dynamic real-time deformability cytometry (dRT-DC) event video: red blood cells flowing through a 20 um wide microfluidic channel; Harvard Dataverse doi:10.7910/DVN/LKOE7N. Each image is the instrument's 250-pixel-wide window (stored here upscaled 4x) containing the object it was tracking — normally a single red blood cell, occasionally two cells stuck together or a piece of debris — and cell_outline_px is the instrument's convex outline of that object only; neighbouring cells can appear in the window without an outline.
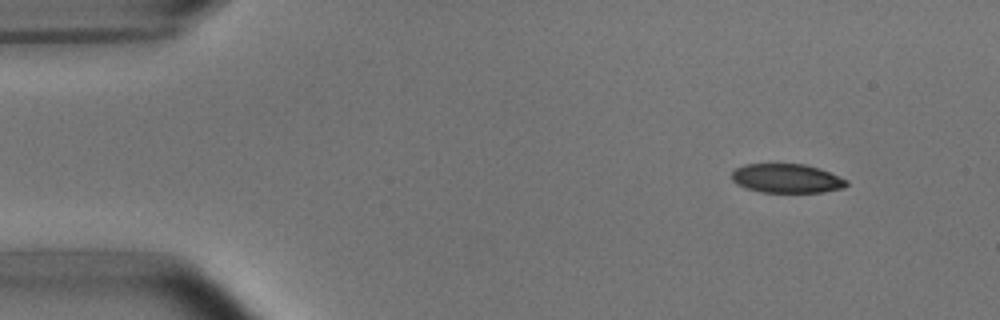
{"species": "common noctule bat (a hibernating species)", "species_latin": "Nyctalus noctula", "temperature_condition": "room temperature", "stored_images_in_passage": 48, "camera_frame_rate_fps": 3000, "um_per_image_px": 0.085, "animal": {"sex": "male", "body_mass_g": 15.6}, "frame": {"image": 1, "passage_image": 1, "time_ms": 0.0, "image_size_px": [1000, 320], "cell_outline_px": [[848, 184], [844, 188], [824, 192], [760, 192], [736, 184], [732, 180], [732, 172], [736, 168], [744, 164], [804, 164], [820, 168], [848, 180]], "centroid_in_image_um": [66.89, 15.16], "position_along_channel_um": 18.1, "area_um2": 19.48}}
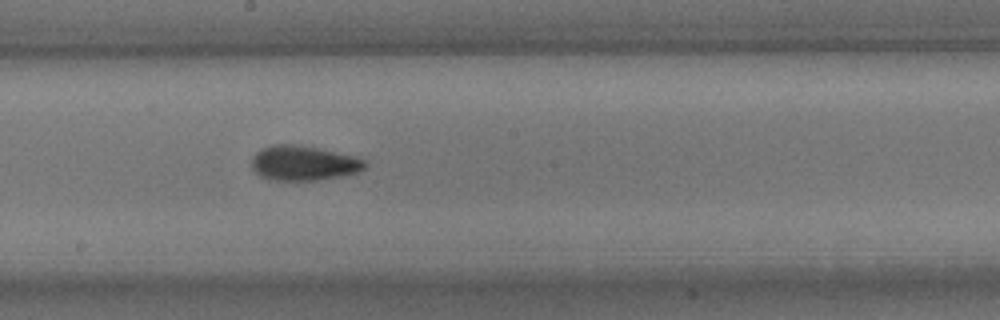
{"frame": {"image": 2, "passage_image": 24, "time_ms": 7.667, "image_size_px": [1000, 320], "cell_outline_px": [[368, 164], [360, 172], [340, 176], [316, 180], [272, 180], [260, 176], [252, 168], [252, 156], [256, 152], [272, 144], [292, 144], [316, 148], [356, 156], [368, 160]], "centroid_in_image_um": [25.83, 13.86], "position_along_channel_um": 222.4, "area_um2": 23.0}}
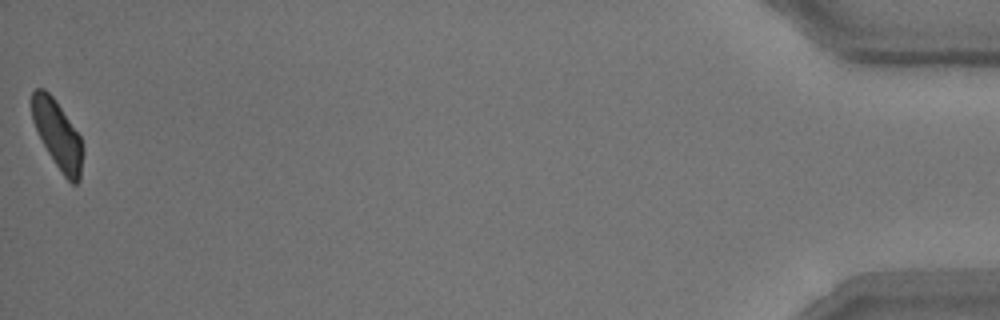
{"frame": {"image": 3, "passage_image": 48, "time_ms": 15.667, "image_size_px": [1000, 320], "cell_outline_px": [[84, 152], [80, 180], [76, 184], [72, 184], [64, 176], [48, 152], [32, 120], [32, 92], [36, 88], [44, 88], [56, 100], [80, 136]], "centroid_in_image_um": [4.92, 11.45], "position_along_channel_um": 430.3, "area_um2": 20.0}, "authors_computed_cell_mechanics": {"area_um2": 21.6172, "velocity_mm_per_s": 3.791, "shape_relaxation_time_tau1_ms": 3.9029, "shape_relaxation_time_tau2_ms": 1.8488, "deformation_change_tau1": 0.137, "deformation_change_tau2": 0.0755}}